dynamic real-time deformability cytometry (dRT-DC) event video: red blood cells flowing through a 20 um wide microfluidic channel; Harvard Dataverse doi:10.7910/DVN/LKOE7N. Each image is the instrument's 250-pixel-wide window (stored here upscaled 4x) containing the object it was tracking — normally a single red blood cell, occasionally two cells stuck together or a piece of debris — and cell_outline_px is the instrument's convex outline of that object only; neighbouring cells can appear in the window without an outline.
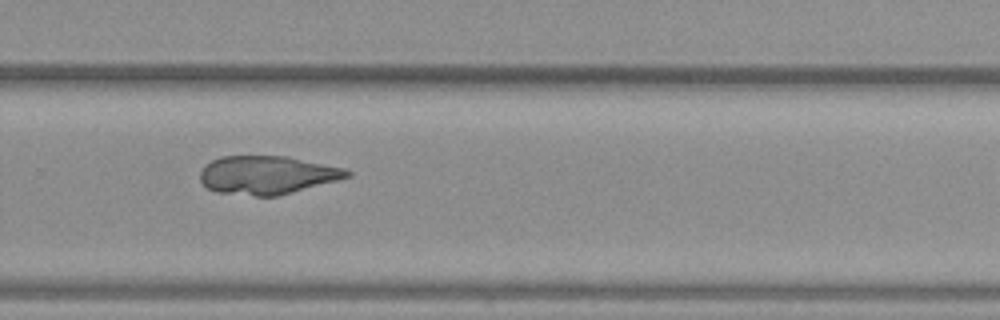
{"species": "common noctule bat (a hibernating species)", "species_latin": "Nyctalus noctula", "temperature_condition": "warm", "stored_images_in_passage": 27, "camera_frame_rate_fps": 3000, "um_per_image_px": 0.085, "animal": {"sex": "female", "body_mass_g": 19.3, "forearm_length_mm": 54.1}, "frame": {"image": 1, "passage_image": 20, "time_ms": 6.333, "image_size_px": [1000, 320], "cell_outline_px": [[352, 176], [276, 196], [256, 196], [216, 192], [208, 188], [200, 180], [200, 172], [204, 164], [220, 156], [288, 156], [344, 168], [352, 172]], "centroid_in_image_um": [22.68, 14.86], "position_along_channel_um": 307.1, "area_um2": 32.77}}